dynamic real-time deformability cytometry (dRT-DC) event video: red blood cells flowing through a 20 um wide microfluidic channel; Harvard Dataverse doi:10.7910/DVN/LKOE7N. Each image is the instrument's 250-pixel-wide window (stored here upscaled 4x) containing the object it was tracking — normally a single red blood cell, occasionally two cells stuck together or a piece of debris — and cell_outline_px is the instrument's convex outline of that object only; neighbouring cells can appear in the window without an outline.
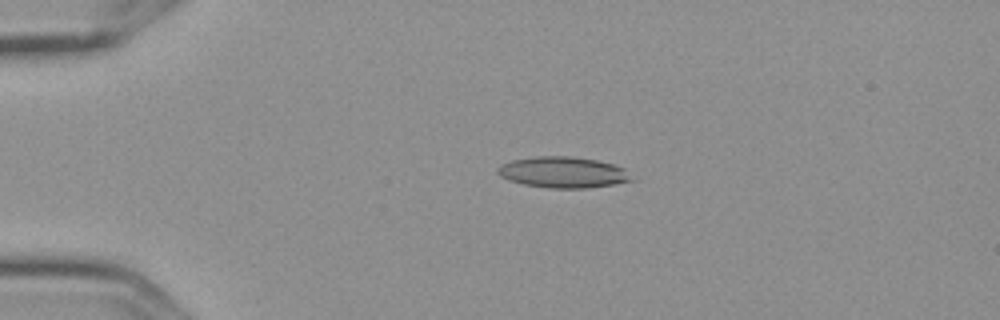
{"species": "Egyptian fruit bat (a non-hibernating species)", "species_latin": "Rousettus aegyptiacus", "temperature_condition": "cold", "stored_images_in_passage": 4, "camera_frame_rate_fps": 3000, "um_per_image_px": 0.085, "frame": {"image": 1, "passage_image": 3, "time_ms": 0.667, "image_size_px": [1000, 320], "cell_outline_px": [[636, 180], [612, 184], [584, 188], [548, 188], [524, 184], [508, 180], [500, 176], [496, 172], [496, 168], [500, 164], [512, 160], [536, 156], [572, 156], [596, 160], [612, 164], [624, 168]], "centroid_in_image_um": [47.83, 14.64], "position_along_channel_um": 37.2, "area_um2": 24.28}}